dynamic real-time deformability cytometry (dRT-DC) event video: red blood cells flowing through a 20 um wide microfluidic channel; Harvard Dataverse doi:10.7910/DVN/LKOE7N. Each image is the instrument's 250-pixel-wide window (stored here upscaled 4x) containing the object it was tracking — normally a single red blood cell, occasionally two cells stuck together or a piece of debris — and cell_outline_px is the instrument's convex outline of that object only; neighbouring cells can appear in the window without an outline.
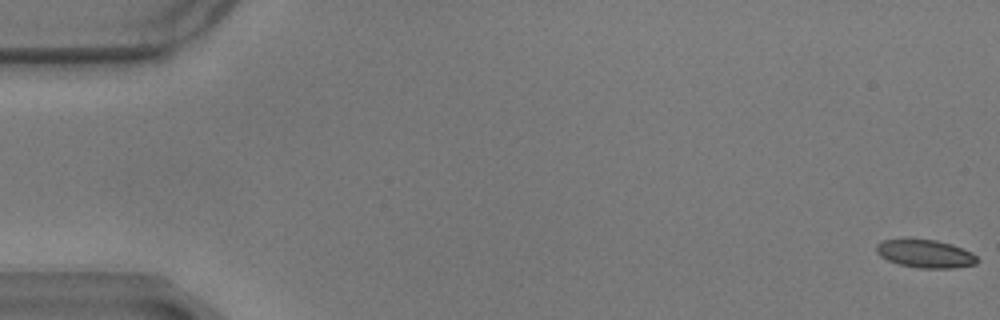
{"species": "common noctule bat (a hibernating species)", "species_latin": "Nyctalus noctula", "temperature_condition": "warm", "stored_images_in_passage": 59, "camera_frame_rate_fps": 3000, "um_per_image_px": 0.085, "animal": {"sex": "male", "body_mass_g": 17.9}, "frame": {"image": 1, "passage_image": 1, "time_ms": 0.0, "image_size_px": [1000, 320], "cell_outline_px": [[980, 260], [976, 264], [956, 268], [920, 268], [900, 264], [888, 260], [880, 256], [876, 252], [876, 244], [884, 240], [936, 240], [952, 244], [972, 252]], "centroid_in_image_um": [78.7, 21.58], "position_along_channel_um": 6.3, "area_um2": 16.36}}
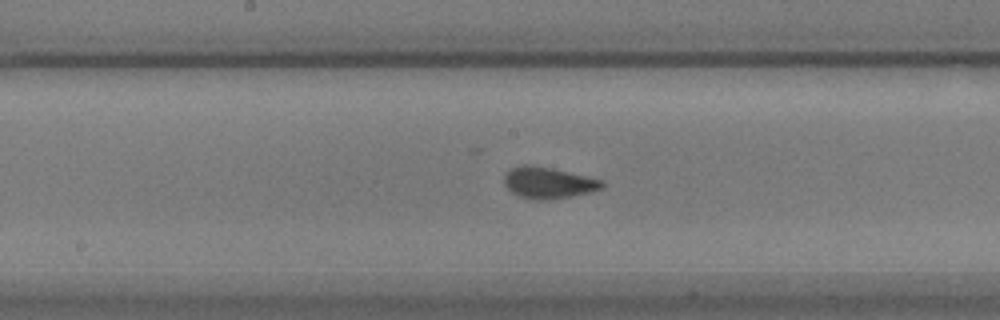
{"frame": {"image": 2, "passage_image": 31, "time_ms": 10.0, "image_size_px": [1000, 320], "cell_outline_px": [[604, 184], [600, 188], [588, 192], [568, 196], [544, 200], [532, 200], [520, 196], [512, 192], [504, 184], [504, 176], [512, 168], [520, 164], [532, 164], [552, 168], [604, 180]], "centroid_in_image_um": [46.57, 15.51], "position_along_channel_um": 201.6, "area_um2": 17.69}}
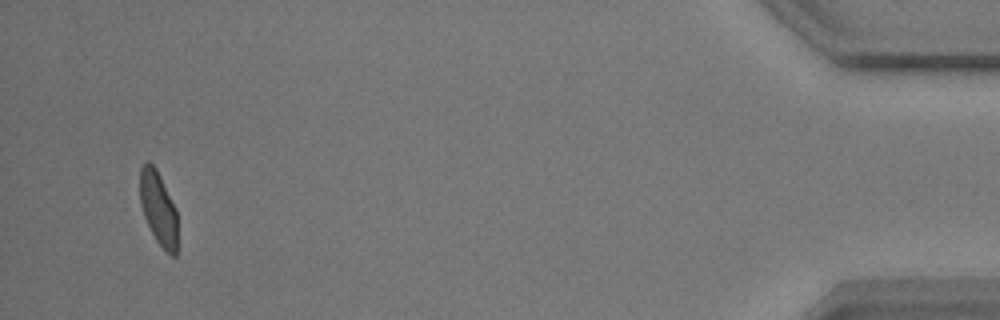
{"frame": {"image": 3, "passage_image": 57, "time_ms": 18.667, "image_size_px": [1000, 320], "cell_outline_px": [[176, 256], [172, 256], [156, 240], [144, 216], [140, 204], [140, 168], [144, 160], [148, 160], [156, 168], [176, 208]], "centroid_in_image_um": [13.43, 17.63], "position_along_channel_um": 421.8, "area_um2": 15.9}, "authors_computed_cell_mechanics": {"area_um2": 17.1088, "velocity_mm_per_s": 3.4469, "shape_relaxation_time_tau1_ms": 3.5832, "shape_relaxation_time_tau2_ms": null, "deformation_change_tau1": 0.1452, "deformation_change_tau2": null}}